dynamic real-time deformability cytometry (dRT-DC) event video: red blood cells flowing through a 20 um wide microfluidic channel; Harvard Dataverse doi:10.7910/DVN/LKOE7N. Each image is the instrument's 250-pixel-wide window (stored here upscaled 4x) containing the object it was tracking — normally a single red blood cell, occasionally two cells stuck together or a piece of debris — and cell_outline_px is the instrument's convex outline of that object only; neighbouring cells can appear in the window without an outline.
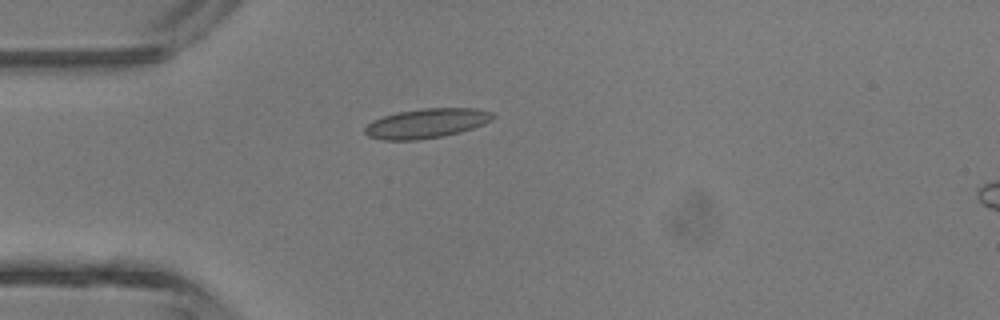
{"species": "common noctule bat (a hibernating species)", "species_latin": "Nyctalus noctula", "temperature_condition": "room temperature", "stored_images_in_passage": 2, "camera_frame_rate_fps": 3000, "um_per_image_px": 0.085, "animal": {"sex": "male", "body_mass_g": 13.3}, "frame": {"image": 1, "passage_image": 1, "time_ms": 0.0, "image_size_px": [1000, 320], "cell_outline_px": [[496, 116], [492, 120], [484, 124], [460, 132], [444, 136], [416, 140], [384, 140], [368, 136], [364, 132], [364, 128], [372, 120], [396, 112], [424, 108], [476, 108], [492, 112]], "centroid_in_image_um": [36.26, 10.48], "position_along_channel_um": 48.7, "area_um2": 22.14}}